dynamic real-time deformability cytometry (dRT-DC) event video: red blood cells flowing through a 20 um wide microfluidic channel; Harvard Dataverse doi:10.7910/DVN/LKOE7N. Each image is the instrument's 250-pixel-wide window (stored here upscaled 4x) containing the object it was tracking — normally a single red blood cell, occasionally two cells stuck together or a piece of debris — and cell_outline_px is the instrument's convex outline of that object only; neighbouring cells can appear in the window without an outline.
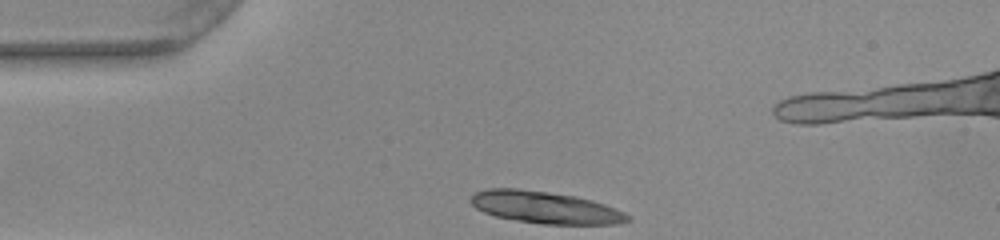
{"species": "common noctule bat (a hibernating species)", "species_latin": "Nyctalus noctula", "temperature_condition": "warm", "stored_images_in_passage": 30, "camera_frame_rate_fps": 3000, "um_per_image_px": 0.085, "animal": {"sex": "female", "body_mass_g": 22.0, "forearm_length_mm": 56.7}, "frame": {"image": 1, "passage_image": 1, "time_ms": 0.0, "image_size_px": [1000, 240], "cell_outline_px": [[632, 220], [616, 224], [540, 224], [516, 220], [496, 216], [484, 212], [476, 208], [468, 200], [472, 192], [488, 188], [516, 188], [548, 192], [576, 196], [592, 200], [616, 208], [632, 216]], "centroid_in_image_um": [46.33, 17.62], "position_along_channel_um": 38.7, "area_um2": 29.54}, "authors_computed_cell_mechanics": {"area_um2": 18.2648, "velocity_mm_per_s": 3.929, "shape_relaxation_time_tau1_ms": 3.4971, "shape_relaxation_time_tau2_ms": null, "deformation_change_tau1": 0.0968, "deformation_change_tau2": null}}